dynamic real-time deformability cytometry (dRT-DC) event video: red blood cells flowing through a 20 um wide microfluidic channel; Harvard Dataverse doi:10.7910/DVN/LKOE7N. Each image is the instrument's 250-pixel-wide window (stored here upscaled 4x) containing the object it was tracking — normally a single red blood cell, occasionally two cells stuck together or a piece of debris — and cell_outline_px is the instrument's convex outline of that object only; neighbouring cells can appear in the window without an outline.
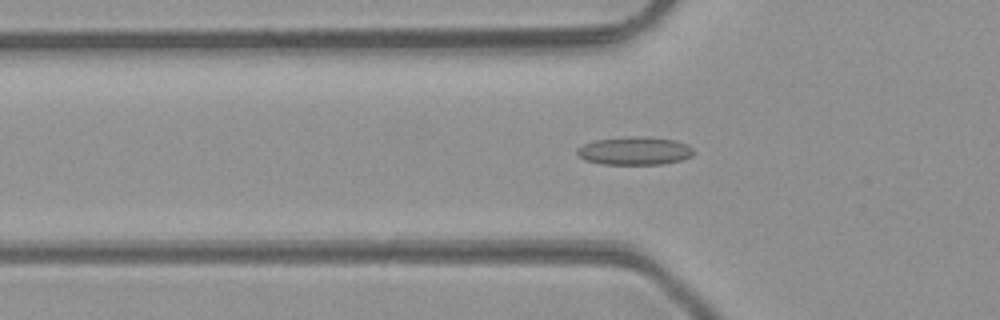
{"species": "common noctule bat (a hibernating species)", "species_latin": "Nyctalus noctula", "temperature_condition": "room temperature", "stored_images_in_passage": 49, "camera_frame_rate_fps": 3000, "um_per_image_px": 0.085, "animal": {"sex": "male", "body_mass_g": 23.1, "forearm_length_mm": 52.7}, "frame": {"image": 1, "passage_image": 17, "time_ms": 5.333, "image_size_px": [1000, 320], "cell_outline_px": [[696, 152], [692, 156], [680, 160], [664, 164], [600, 164], [584, 160], [576, 156], [576, 148], [584, 144], [596, 140], [628, 136], [644, 136], [676, 140], [688, 144]], "centroid_in_image_um": [53.94, 12.82], "position_along_channel_um": 71.9, "area_um2": 19.42}}
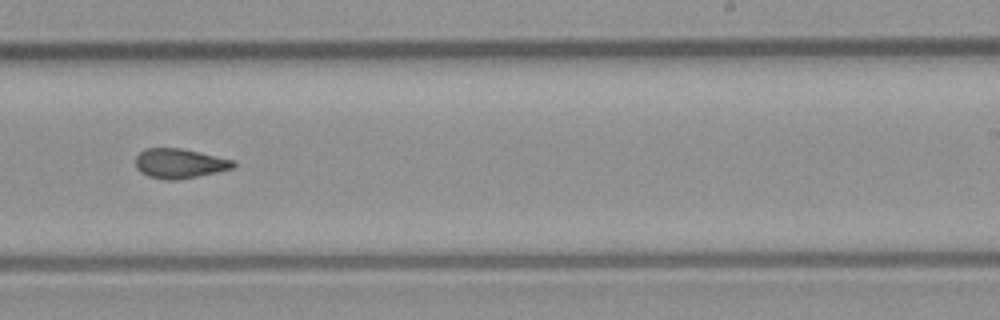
{"frame": {"image": 2, "passage_image": 31, "time_ms": 10.0, "image_size_px": [1000, 320], "cell_outline_px": [[236, 164], [232, 168], [216, 172], [176, 180], [168, 180], [148, 176], [140, 172], [136, 168], [136, 156], [144, 148], [180, 148], [232, 160]], "centroid_in_image_um": [15.2, 13.89], "position_along_channel_um": 273.8, "area_um2": 16.59}}
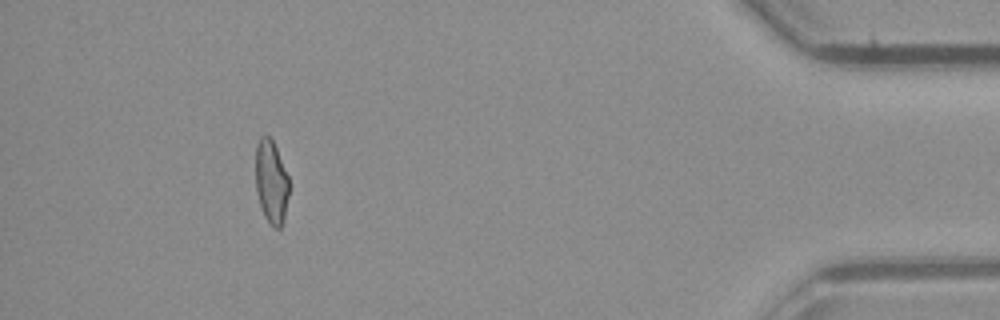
{"frame": {"image": 3, "passage_image": 45, "time_ms": 14.667, "image_size_px": [1000, 320], "cell_outline_px": [[288, 196], [284, 220], [280, 228], [276, 228], [264, 216], [256, 192], [256, 144], [260, 136], [268, 136], [272, 140], [276, 148], [288, 176]], "centroid_in_image_um": [23.05, 15.45], "position_along_channel_um": 412.2, "area_um2": 16.01}, "authors_computed_cell_mechanics": {"area_um2": 17.2822, "velocity_mm_per_s": 4.2945, "shape_relaxation_time_tau1_ms": 6.3742, "shape_relaxation_time_tau2_ms": 1.864, "deformation_change_tau1": 0.1589, "deformation_change_tau2": 0.0907}}